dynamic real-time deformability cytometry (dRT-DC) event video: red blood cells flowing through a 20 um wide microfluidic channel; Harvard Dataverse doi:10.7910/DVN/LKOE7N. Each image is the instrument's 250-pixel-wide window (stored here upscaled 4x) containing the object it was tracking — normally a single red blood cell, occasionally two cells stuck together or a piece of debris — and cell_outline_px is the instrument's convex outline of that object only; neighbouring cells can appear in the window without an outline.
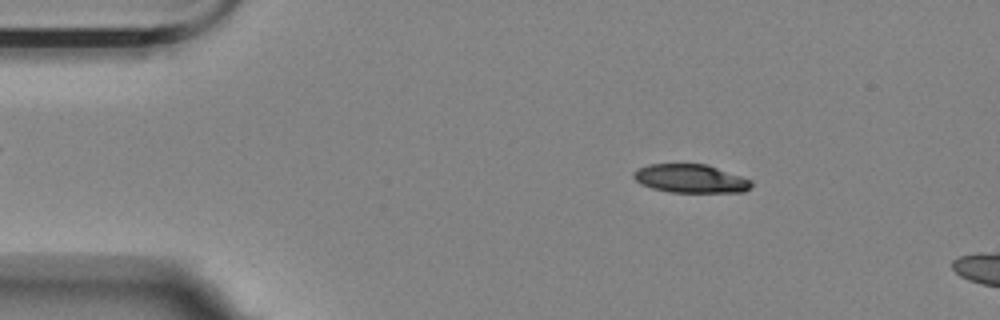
{"species": "Egyptian fruit bat (a non-hibernating species)", "species_latin": "Rousettus aegyptiacus", "temperature_condition": "room temperature", "stored_images_in_passage": 55, "camera_frame_rate_fps": 3000, "um_per_image_px": 0.085, "animal": {"sex": "female"}, "frame": {"image": 1, "passage_image": 8, "time_ms": 2.333, "image_size_px": [1000, 320], "cell_outline_px": [[752, 184], [744, 192], [668, 192], [652, 188], [640, 184], [632, 176], [632, 172], [648, 164], [708, 164], [752, 180]], "centroid_in_image_um": [58.68, 15.18], "position_along_channel_um": 26.3, "area_um2": 19.59}}
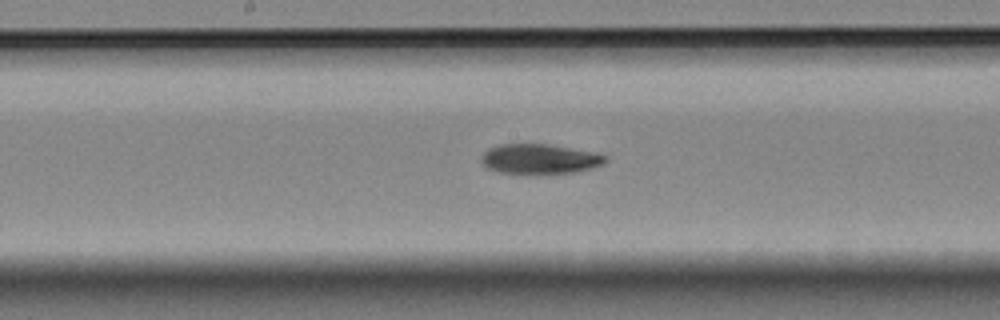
{"frame": {"image": 2, "passage_image": 28, "time_ms": 9.0, "image_size_px": [1000, 320], "cell_outline_px": [[608, 160], [604, 164], [592, 168], [576, 172], [536, 176], [496, 172], [484, 168], [480, 160], [480, 156], [488, 148], [500, 144], [548, 144], [592, 152], [608, 156]], "centroid_in_image_um": [45.82, 13.56], "position_along_channel_um": 202.4, "area_um2": 22.54}}
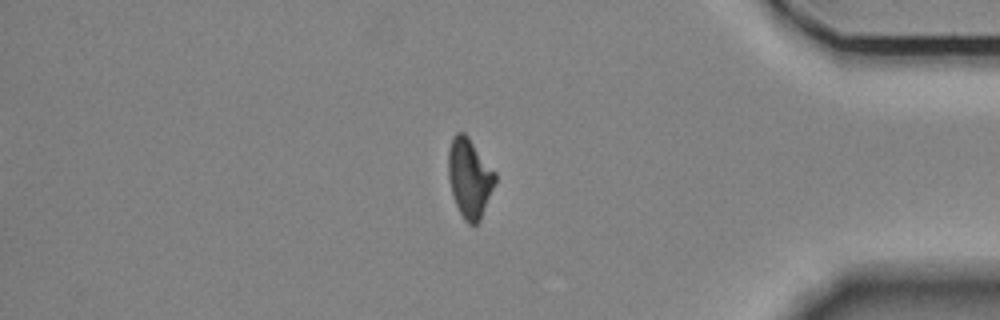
{"frame": {"image": 3, "passage_image": 47, "time_ms": 15.333, "image_size_px": [1000, 320], "cell_outline_px": [[496, 180], [480, 220], [476, 224], [468, 224], [464, 220], [456, 204], [448, 180], [448, 148], [452, 136], [456, 132], [464, 132], [468, 136], [496, 172]], "centroid_in_image_um": [39.89, 15.09], "position_along_channel_um": 395.3, "area_um2": 21.62}}